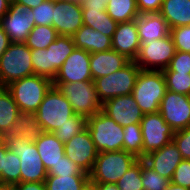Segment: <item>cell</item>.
<instances>
[{"label":"cell","instance_id":"obj_1","mask_svg":"<svg viewBox=\"0 0 190 190\" xmlns=\"http://www.w3.org/2000/svg\"><path fill=\"white\" fill-rule=\"evenodd\" d=\"M167 91L162 71L140 70L132 95L144 114L159 112L162 98Z\"/></svg>","mask_w":190,"mask_h":190},{"label":"cell","instance_id":"obj_2","mask_svg":"<svg viewBox=\"0 0 190 190\" xmlns=\"http://www.w3.org/2000/svg\"><path fill=\"white\" fill-rule=\"evenodd\" d=\"M52 85L53 82L50 79L33 74L13 81L6 88L12 94L21 113L34 114Z\"/></svg>","mask_w":190,"mask_h":190},{"label":"cell","instance_id":"obj_3","mask_svg":"<svg viewBox=\"0 0 190 190\" xmlns=\"http://www.w3.org/2000/svg\"><path fill=\"white\" fill-rule=\"evenodd\" d=\"M34 115L44 132L53 133L69 122V118L75 115V112L67 98L52 85Z\"/></svg>","mask_w":190,"mask_h":190},{"label":"cell","instance_id":"obj_4","mask_svg":"<svg viewBox=\"0 0 190 190\" xmlns=\"http://www.w3.org/2000/svg\"><path fill=\"white\" fill-rule=\"evenodd\" d=\"M7 147L20 158L21 183L44 182L48 173L34 142L27 141L15 134L4 136Z\"/></svg>","mask_w":190,"mask_h":190},{"label":"cell","instance_id":"obj_5","mask_svg":"<svg viewBox=\"0 0 190 190\" xmlns=\"http://www.w3.org/2000/svg\"><path fill=\"white\" fill-rule=\"evenodd\" d=\"M138 160L125 150L98 152L89 179L95 183L116 184Z\"/></svg>","mask_w":190,"mask_h":190},{"label":"cell","instance_id":"obj_6","mask_svg":"<svg viewBox=\"0 0 190 190\" xmlns=\"http://www.w3.org/2000/svg\"><path fill=\"white\" fill-rule=\"evenodd\" d=\"M86 128L98 152L123 150V127L102 110L87 118Z\"/></svg>","mask_w":190,"mask_h":190},{"label":"cell","instance_id":"obj_7","mask_svg":"<svg viewBox=\"0 0 190 190\" xmlns=\"http://www.w3.org/2000/svg\"><path fill=\"white\" fill-rule=\"evenodd\" d=\"M33 75L31 49L23 42H11L0 57V86Z\"/></svg>","mask_w":190,"mask_h":190},{"label":"cell","instance_id":"obj_8","mask_svg":"<svg viewBox=\"0 0 190 190\" xmlns=\"http://www.w3.org/2000/svg\"><path fill=\"white\" fill-rule=\"evenodd\" d=\"M141 68L130 61L126 66L118 71L96 78L94 83L96 85L97 96L103 104L108 99L132 94L133 88Z\"/></svg>","mask_w":190,"mask_h":190},{"label":"cell","instance_id":"obj_9","mask_svg":"<svg viewBox=\"0 0 190 190\" xmlns=\"http://www.w3.org/2000/svg\"><path fill=\"white\" fill-rule=\"evenodd\" d=\"M67 98L75 114L86 118L102 110L94 81L53 84Z\"/></svg>","mask_w":190,"mask_h":190},{"label":"cell","instance_id":"obj_10","mask_svg":"<svg viewBox=\"0 0 190 190\" xmlns=\"http://www.w3.org/2000/svg\"><path fill=\"white\" fill-rule=\"evenodd\" d=\"M176 53V48L169 34L165 38L143 41L135 63L142 70L163 71Z\"/></svg>","mask_w":190,"mask_h":190},{"label":"cell","instance_id":"obj_11","mask_svg":"<svg viewBox=\"0 0 190 190\" xmlns=\"http://www.w3.org/2000/svg\"><path fill=\"white\" fill-rule=\"evenodd\" d=\"M140 126L143 137L142 159L170 143L175 133L159 112L144 114Z\"/></svg>","mask_w":190,"mask_h":190},{"label":"cell","instance_id":"obj_12","mask_svg":"<svg viewBox=\"0 0 190 190\" xmlns=\"http://www.w3.org/2000/svg\"><path fill=\"white\" fill-rule=\"evenodd\" d=\"M0 25L11 42L23 43L35 26L33 11L11 0L9 10L0 20Z\"/></svg>","mask_w":190,"mask_h":190},{"label":"cell","instance_id":"obj_13","mask_svg":"<svg viewBox=\"0 0 190 190\" xmlns=\"http://www.w3.org/2000/svg\"><path fill=\"white\" fill-rule=\"evenodd\" d=\"M159 113L174 132L190 126V96L167 90Z\"/></svg>","mask_w":190,"mask_h":190},{"label":"cell","instance_id":"obj_14","mask_svg":"<svg viewBox=\"0 0 190 190\" xmlns=\"http://www.w3.org/2000/svg\"><path fill=\"white\" fill-rule=\"evenodd\" d=\"M93 81L90 72V53L75 48L62 64L53 84H66L75 82Z\"/></svg>","mask_w":190,"mask_h":190},{"label":"cell","instance_id":"obj_15","mask_svg":"<svg viewBox=\"0 0 190 190\" xmlns=\"http://www.w3.org/2000/svg\"><path fill=\"white\" fill-rule=\"evenodd\" d=\"M65 155L89 174L93 168L98 151L86 128L64 144Z\"/></svg>","mask_w":190,"mask_h":190},{"label":"cell","instance_id":"obj_16","mask_svg":"<svg viewBox=\"0 0 190 190\" xmlns=\"http://www.w3.org/2000/svg\"><path fill=\"white\" fill-rule=\"evenodd\" d=\"M102 111L122 127L140 124L144 115L132 94L108 99L102 104Z\"/></svg>","mask_w":190,"mask_h":190},{"label":"cell","instance_id":"obj_17","mask_svg":"<svg viewBox=\"0 0 190 190\" xmlns=\"http://www.w3.org/2000/svg\"><path fill=\"white\" fill-rule=\"evenodd\" d=\"M82 26L81 4L68 0L54 1L53 28L59 35L72 37Z\"/></svg>","mask_w":190,"mask_h":190},{"label":"cell","instance_id":"obj_18","mask_svg":"<svg viewBox=\"0 0 190 190\" xmlns=\"http://www.w3.org/2000/svg\"><path fill=\"white\" fill-rule=\"evenodd\" d=\"M143 160L156 173L171 181L183 158L175 143L171 141L161 149L148 153Z\"/></svg>","mask_w":190,"mask_h":190},{"label":"cell","instance_id":"obj_19","mask_svg":"<svg viewBox=\"0 0 190 190\" xmlns=\"http://www.w3.org/2000/svg\"><path fill=\"white\" fill-rule=\"evenodd\" d=\"M140 46L136 20L119 22L113 34L112 49L134 61L137 58Z\"/></svg>","mask_w":190,"mask_h":190},{"label":"cell","instance_id":"obj_20","mask_svg":"<svg viewBox=\"0 0 190 190\" xmlns=\"http://www.w3.org/2000/svg\"><path fill=\"white\" fill-rule=\"evenodd\" d=\"M131 60L111 49L104 52L90 53V72L93 81L110 75L126 66Z\"/></svg>","mask_w":190,"mask_h":190},{"label":"cell","instance_id":"obj_21","mask_svg":"<svg viewBox=\"0 0 190 190\" xmlns=\"http://www.w3.org/2000/svg\"><path fill=\"white\" fill-rule=\"evenodd\" d=\"M135 20L140 43L165 38L170 34L166 20L159 13L139 14Z\"/></svg>","mask_w":190,"mask_h":190},{"label":"cell","instance_id":"obj_22","mask_svg":"<svg viewBox=\"0 0 190 190\" xmlns=\"http://www.w3.org/2000/svg\"><path fill=\"white\" fill-rule=\"evenodd\" d=\"M76 48L89 53L104 52L112 49V38L95 29L83 25L73 36Z\"/></svg>","mask_w":190,"mask_h":190},{"label":"cell","instance_id":"obj_23","mask_svg":"<svg viewBox=\"0 0 190 190\" xmlns=\"http://www.w3.org/2000/svg\"><path fill=\"white\" fill-rule=\"evenodd\" d=\"M34 143L47 171L65 155L64 143L59 141L52 132H44Z\"/></svg>","mask_w":190,"mask_h":190},{"label":"cell","instance_id":"obj_24","mask_svg":"<svg viewBox=\"0 0 190 190\" xmlns=\"http://www.w3.org/2000/svg\"><path fill=\"white\" fill-rule=\"evenodd\" d=\"M159 14L169 29L190 25V0H163Z\"/></svg>","mask_w":190,"mask_h":190},{"label":"cell","instance_id":"obj_25","mask_svg":"<svg viewBox=\"0 0 190 190\" xmlns=\"http://www.w3.org/2000/svg\"><path fill=\"white\" fill-rule=\"evenodd\" d=\"M76 48L73 37L59 35L46 49L50 58V80L53 82L62 64Z\"/></svg>","mask_w":190,"mask_h":190},{"label":"cell","instance_id":"obj_26","mask_svg":"<svg viewBox=\"0 0 190 190\" xmlns=\"http://www.w3.org/2000/svg\"><path fill=\"white\" fill-rule=\"evenodd\" d=\"M20 114L10 91L0 86V137L13 133L15 120Z\"/></svg>","mask_w":190,"mask_h":190},{"label":"cell","instance_id":"obj_27","mask_svg":"<svg viewBox=\"0 0 190 190\" xmlns=\"http://www.w3.org/2000/svg\"><path fill=\"white\" fill-rule=\"evenodd\" d=\"M83 25L89 26L103 35L113 38L118 22L106 12L95 7H82Z\"/></svg>","mask_w":190,"mask_h":190},{"label":"cell","instance_id":"obj_28","mask_svg":"<svg viewBox=\"0 0 190 190\" xmlns=\"http://www.w3.org/2000/svg\"><path fill=\"white\" fill-rule=\"evenodd\" d=\"M43 133L44 130L33 113H21L15 120L12 134L35 142Z\"/></svg>","mask_w":190,"mask_h":190},{"label":"cell","instance_id":"obj_29","mask_svg":"<svg viewBox=\"0 0 190 190\" xmlns=\"http://www.w3.org/2000/svg\"><path fill=\"white\" fill-rule=\"evenodd\" d=\"M106 12L118 23L135 20L140 14L136 0H110L107 3Z\"/></svg>","mask_w":190,"mask_h":190},{"label":"cell","instance_id":"obj_30","mask_svg":"<svg viewBox=\"0 0 190 190\" xmlns=\"http://www.w3.org/2000/svg\"><path fill=\"white\" fill-rule=\"evenodd\" d=\"M58 36L52 26L35 25L24 43L30 49H46Z\"/></svg>","mask_w":190,"mask_h":190},{"label":"cell","instance_id":"obj_31","mask_svg":"<svg viewBox=\"0 0 190 190\" xmlns=\"http://www.w3.org/2000/svg\"><path fill=\"white\" fill-rule=\"evenodd\" d=\"M89 176H56L47 175L44 183L46 190H81Z\"/></svg>","mask_w":190,"mask_h":190},{"label":"cell","instance_id":"obj_32","mask_svg":"<svg viewBox=\"0 0 190 190\" xmlns=\"http://www.w3.org/2000/svg\"><path fill=\"white\" fill-rule=\"evenodd\" d=\"M20 158L10 151L6 144V154L4 163V172L0 177V183L14 186L21 183V164Z\"/></svg>","mask_w":190,"mask_h":190},{"label":"cell","instance_id":"obj_33","mask_svg":"<svg viewBox=\"0 0 190 190\" xmlns=\"http://www.w3.org/2000/svg\"><path fill=\"white\" fill-rule=\"evenodd\" d=\"M123 150L142 159L143 137L140 124H131L123 127Z\"/></svg>","mask_w":190,"mask_h":190},{"label":"cell","instance_id":"obj_34","mask_svg":"<svg viewBox=\"0 0 190 190\" xmlns=\"http://www.w3.org/2000/svg\"><path fill=\"white\" fill-rule=\"evenodd\" d=\"M87 118L80 115H73L69 118V122L65 123L53 132L59 141L66 143L70 141L75 135L86 129Z\"/></svg>","mask_w":190,"mask_h":190},{"label":"cell","instance_id":"obj_35","mask_svg":"<svg viewBox=\"0 0 190 190\" xmlns=\"http://www.w3.org/2000/svg\"><path fill=\"white\" fill-rule=\"evenodd\" d=\"M142 159L133 166L117 181L119 190H144L142 185Z\"/></svg>","mask_w":190,"mask_h":190},{"label":"cell","instance_id":"obj_36","mask_svg":"<svg viewBox=\"0 0 190 190\" xmlns=\"http://www.w3.org/2000/svg\"><path fill=\"white\" fill-rule=\"evenodd\" d=\"M167 90L190 96V74L187 72H163Z\"/></svg>","mask_w":190,"mask_h":190},{"label":"cell","instance_id":"obj_37","mask_svg":"<svg viewBox=\"0 0 190 190\" xmlns=\"http://www.w3.org/2000/svg\"><path fill=\"white\" fill-rule=\"evenodd\" d=\"M141 176L144 190H166L171 182L151 169L143 159Z\"/></svg>","mask_w":190,"mask_h":190},{"label":"cell","instance_id":"obj_38","mask_svg":"<svg viewBox=\"0 0 190 190\" xmlns=\"http://www.w3.org/2000/svg\"><path fill=\"white\" fill-rule=\"evenodd\" d=\"M47 173L48 175H56L60 177L89 176V174L84 172L76 163L69 160L66 155H64L55 166H51Z\"/></svg>","mask_w":190,"mask_h":190},{"label":"cell","instance_id":"obj_39","mask_svg":"<svg viewBox=\"0 0 190 190\" xmlns=\"http://www.w3.org/2000/svg\"><path fill=\"white\" fill-rule=\"evenodd\" d=\"M33 74L50 79V58L48 49H31Z\"/></svg>","mask_w":190,"mask_h":190},{"label":"cell","instance_id":"obj_40","mask_svg":"<svg viewBox=\"0 0 190 190\" xmlns=\"http://www.w3.org/2000/svg\"><path fill=\"white\" fill-rule=\"evenodd\" d=\"M35 25L52 26L54 0H45L39 6L32 8Z\"/></svg>","mask_w":190,"mask_h":190},{"label":"cell","instance_id":"obj_41","mask_svg":"<svg viewBox=\"0 0 190 190\" xmlns=\"http://www.w3.org/2000/svg\"><path fill=\"white\" fill-rule=\"evenodd\" d=\"M176 51L190 53V25L170 29Z\"/></svg>","mask_w":190,"mask_h":190},{"label":"cell","instance_id":"obj_42","mask_svg":"<svg viewBox=\"0 0 190 190\" xmlns=\"http://www.w3.org/2000/svg\"><path fill=\"white\" fill-rule=\"evenodd\" d=\"M162 72H187L190 74V53L176 51L169 66Z\"/></svg>","mask_w":190,"mask_h":190},{"label":"cell","instance_id":"obj_43","mask_svg":"<svg viewBox=\"0 0 190 190\" xmlns=\"http://www.w3.org/2000/svg\"><path fill=\"white\" fill-rule=\"evenodd\" d=\"M172 141L179 149L182 158L190 160V126L183 130L176 131Z\"/></svg>","mask_w":190,"mask_h":190},{"label":"cell","instance_id":"obj_44","mask_svg":"<svg viewBox=\"0 0 190 190\" xmlns=\"http://www.w3.org/2000/svg\"><path fill=\"white\" fill-rule=\"evenodd\" d=\"M171 182L190 189V160L183 159L174 171Z\"/></svg>","mask_w":190,"mask_h":190},{"label":"cell","instance_id":"obj_45","mask_svg":"<svg viewBox=\"0 0 190 190\" xmlns=\"http://www.w3.org/2000/svg\"><path fill=\"white\" fill-rule=\"evenodd\" d=\"M163 0H136L137 9L140 14L159 13Z\"/></svg>","mask_w":190,"mask_h":190},{"label":"cell","instance_id":"obj_46","mask_svg":"<svg viewBox=\"0 0 190 190\" xmlns=\"http://www.w3.org/2000/svg\"><path fill=\"white\" fill-rule=\"evenodd\" d=\"M16 190H46L44 182H22L13 186Z\"/></svg>","mask_w":190,"mask_h":190},{"label":"cell","instance_id":"obj_47","mask_svg":"<svg viewBox=\"0 0 190 190\" xmlns=\"http://www.w3.org/2000/svg\"><path fill=\"white\" fill-rule=\"evenodd\" d=\"M109 1L110 0H82L81 7H95L100 8V10H106Z\"/></svg>","mask_w":190,"mask_h":190},{"label":"cell","instance_id":"obj_48","mask_svg":"<svg viewBox=\"0 0 190 190\" xmlns=\"http://www.w3.org/2000/svg\"><path fill=\"white\" fill-rule=\"evenodd\" d=\"M11 41L7 33L4 31L2 26L0 25V57L4 54V52L8 49Z\"/></svg>","mask_w":190,"mask_h":190},{"label":"cell","instance_id":"obj_49","mask_svg":"<svg viewBox=\"0 0 190 190\" xmlns=\"http://www.w3.org/2000/svg\"><path fill=\"white\" fill-rule=\"evenodd\" d=\"M5 154L6 142L4 137H0V177L2 175V172H4Z\"/></svg>","mask_w":190,"mask_h":190},{"label":"cell","instance_id":"obj_50","mask_svg":"<svg viewBox=\"0 0 190 190\" xmlns=\"http://www.w3.org/2000/svg\"><path fill=\"white\" fill-rule=\"evenodd\" d=\"M12 1L23 4L27 9H32L39 6L45 0H12Z\"/></svg>","mask_w":190,"mask_h":190},{"label":"cell","instance_id":"obj_51","mask_svg":"<svg viewBox=\"0 0 190 190\" xmlns=\"http://www.w3.org/2000/svg\"><path fill=\"white\" fill-rule=\"evenodd\" d=\"M11 0H0V20L6 15L9 10Z\"/></svg>","mask_w":190,"mask_h":190},{"label":"cell","instance_id":"obj_52","mask_svg":"<svg viewBox=\"0 0 190 190\" xmlns=\"http://www.w3.org/2000/svg\"><path fill=\"white\" fill-rule=\"evenodd\" d=\"M98 190H119L117 184L112 183H97Z\"/></svg>","mask_w":190,"mask_h":190},{"label":"cell","instance_id":"obj_53","mask_svg":"<svg viewBox=\"0 0 190 190\" xmlns=\"http://www.w3.org/2000/svg\"><path fill=\"white\" fill-rule=\"evenodd\" d=\"M81 190H98L97 183L91 181L90 179L83 185Z\"/></svg>","mask_w":190,"mask_h":190},{"label":"cell","instance_id":"obj_54","mask_svg":"<svg viewBox=\"0 0 190 190\" xmlns=\"http://www.w3.org/2000/svg\"><path fill=\"white\" fill-rule=\"evenodd\" d=\"M166 190H190V189L176 185V184L170 182V184L168 185Z\"/></svg>","mask_w":190,"mask_h":190},{"label":"cell","instance_id":"obj_55","mask_svg":"<svg viewBox=\"0 0 190 190\" xmlns=\"http://www.w3.org/2000/svg\"><path fill=\"white\" fill-rule=\"evenodd\" d=\"M0 190H10V185L0 183Z\"/></svg>","mask_w":190,"mask_h":190},{"label":"cell","instance_id":"obj_56","mask_svg":"<svg viewBox=\"0 0 190 190\" xmlns=\"http://www.w3.org/2000/svg\"><path fill=\"white\" fill-rule=\"evenodd\" d=\"M68 1H70L72 3H76V4H81L82 0H68Z\"/></svg>","mask_w":190,"mask_h":190},{"label":"cell","instance_id":"obj_57","mask_svg":"<svg viewBox=\"0 0 190 190\" xmlns=\"http://www.w3.org/2000/svg\"><path fill=\"white\" fill-rule=\"evenodd\" d=\"M10 190H16L13 186H10Z\"/></svg>","mask_w":190,"mask_h":190}]
</instances>
